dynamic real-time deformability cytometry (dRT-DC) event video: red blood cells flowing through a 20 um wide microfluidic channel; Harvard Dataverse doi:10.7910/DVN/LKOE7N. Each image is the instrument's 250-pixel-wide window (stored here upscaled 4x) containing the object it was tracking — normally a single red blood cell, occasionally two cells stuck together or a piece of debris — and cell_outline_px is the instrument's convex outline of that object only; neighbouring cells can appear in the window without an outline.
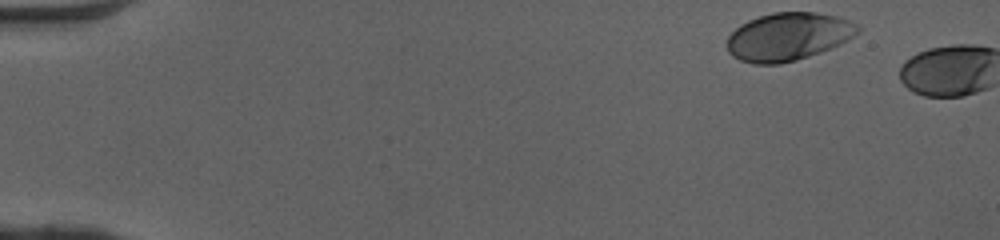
{"species": "human", "species_latin": "Homo sapiens", "temperature_condition": "cold", "stored_images_in_passage": 3, "camera_frame_rate_fps": 3000, "um_per_image_px": 0.085, "donor": {"sex": "female"}, "frame": {"image": 1, "passage_image": 1, "time_ms": 0.0, "image_size_px": [1000, 240], "cell_outline_px": [[860, 28], [848, 40], [840, 44], [820, 52], [796, 60], [780, 64], [752, 64], [740, 60], [732, 56], [728, 52], [728, 36], [740, 24], [748, 20], [772, 12], [816, 12], [836, 16], [848, 20], [856, 24]], "centroid_in_image_um": [66.96, 3.11], "position_along_channel_um": 18.0, "area_um2": 36.36}}